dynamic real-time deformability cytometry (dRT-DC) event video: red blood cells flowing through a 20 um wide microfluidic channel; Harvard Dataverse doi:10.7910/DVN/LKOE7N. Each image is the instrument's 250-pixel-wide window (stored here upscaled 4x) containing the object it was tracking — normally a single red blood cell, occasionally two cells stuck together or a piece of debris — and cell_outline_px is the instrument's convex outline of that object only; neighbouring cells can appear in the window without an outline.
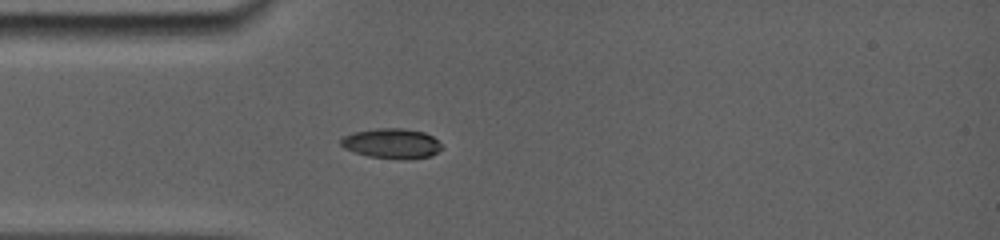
{"species": "common noctule bat (a hibernating species)", "species_latin": "Nyctalus noctula", "temperature_condition": "room temperature", "stored_images_in_passage": 33, "camera_frame_rate_fps": 5000, "um_per_image_px": 0.085, "animal": {"sex": "female", "body_mass_g": 19.0, "forearm_length_mm": 56.7}, "frame": {"image": 1, "passage_image": 6, "time_ms": 1.4, "image_size_px": [1000, 240], "cell_outline_px": [[440, 148], [436, 152], [428, 156], [368, 156], [356, 152], [340, 144], [340, 140], [344, 136], [356, 132], [384, 128], [396, 128], [424, 132], [432, 136], [440, 144]], "centroid_in_image_um": [33.26, 12.14], "position_along_channel_um": 51.7, "area_um2": 16.18}}